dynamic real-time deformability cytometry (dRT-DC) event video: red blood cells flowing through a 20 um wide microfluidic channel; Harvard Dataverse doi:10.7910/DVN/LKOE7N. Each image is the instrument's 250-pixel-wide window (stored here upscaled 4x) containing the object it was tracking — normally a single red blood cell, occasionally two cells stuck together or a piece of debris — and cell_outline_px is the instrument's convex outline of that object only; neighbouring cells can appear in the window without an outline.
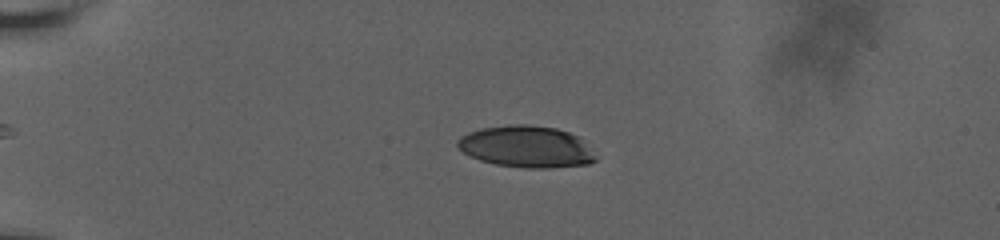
{"species": "human", "species_latin": "Homo sapiens", "temperature_condition": "room temperature", "stored_images_in_passage": 9, "camera_frame_rate_fps": 3000, "um_per_image_px": 0.085, "donor": {"sex": "male"}, "frame": {"image": 1, "passage_image": 3, "time_ms": 2.333, "image_size_px": [1000, 240], "cell_outline_px": [[596, 160], [588, 164], [544, 168], [524, 168], [496, 164], [480, 160], [468, 156], [456, 144], [456, 140], [460, 136], [468, 132], [480, 128], [508, 124], [528, 124], [556, 128], [568, 132], [576, 136], [580, 140]], "centroid_in_image_um": [44.63, 12.46], "position_along_channel_um": 40.4, "area_um2": 33.18}}
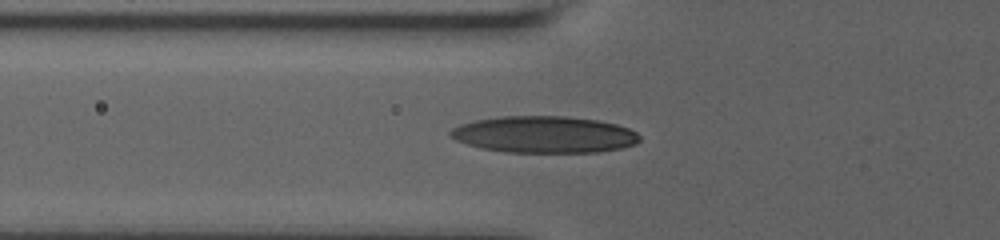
{"frame": {"image": 2, "passage_image": 6, "time_ms": 5.0, "image_size_px": [1000, 240], "cell_outline_px": [[640, 140], [636, 144], [620, 148], [596, 152], [504, 152], [480, 148], [456, 140], [448, 136], [448, 132], [452, 128], [476, 120], [504, 116], [564, 116], [596, 120], [616, 124], [628, 128], [636, 132], [640, 136]], "centroid_in_image_um": [46.25, 11.44], "position_along_channel_um": 79.5, "area_um2": 40.34}}
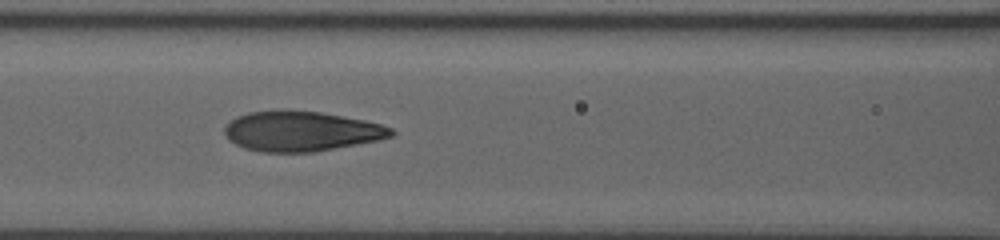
{"frame": {"image": 3, "passage_image": 8, "time_ms": 6.667, "image_size_px": [1000, 240], "cell_outline_px": [[396, 132], [392, 136], [376, 140], [312, 152], [260, 152], [244, 148], [228, 140], [224, 132], [224, 128], [236, 116], [248, 112], [280, 108], [320, 112], [364, 120], [380, 124], [392, 128]], "centroid_in_image_um": [25.54, 11.13], "position_along_channel_um": 141.1, "area_um2": 39.02}}